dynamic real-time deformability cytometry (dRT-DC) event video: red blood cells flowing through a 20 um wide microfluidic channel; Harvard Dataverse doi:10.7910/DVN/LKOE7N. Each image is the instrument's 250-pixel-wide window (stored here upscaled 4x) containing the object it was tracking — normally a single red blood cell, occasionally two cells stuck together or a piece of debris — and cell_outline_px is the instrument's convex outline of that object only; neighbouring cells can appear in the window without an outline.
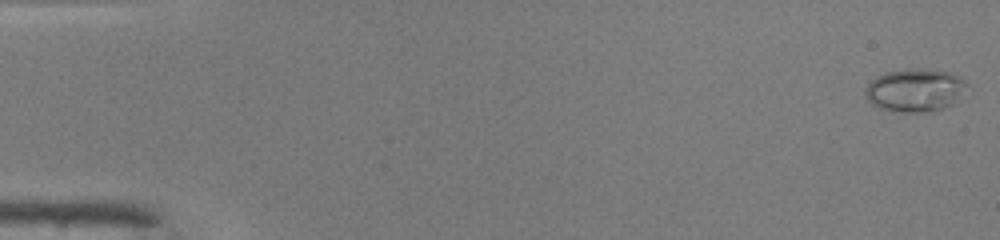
{"species": "common noctule bat (a hibernating species)", "species_latin": "Nyctalus noctula", "temperature_condition": "warm", "stored_images_in_passage": 49, "camera_frame_rate_fps": 3000, "um_per_image_px": 0.085, "animal": {"sex": "male", "body_mass_g": 19.0, "forearm_length_mm": 50.8}, "frame": {"image": 1, "passage_image": 1, "time_ms": 0.0, "image_size_px": [1000, 240], "cell_outline_px": [[968, 84], [952, 104], [928, 112], [892, 112], [880, 108], [872, 104], [864, 96], [864, 88], [876, 76], [884, 72], [908, 68], [924, 68], [948, 72], [960, 76]], "centroid_in_image_um": [77.71, 7.65], "position_along_channel_um": 7.3, "area_um2": 25.61}}
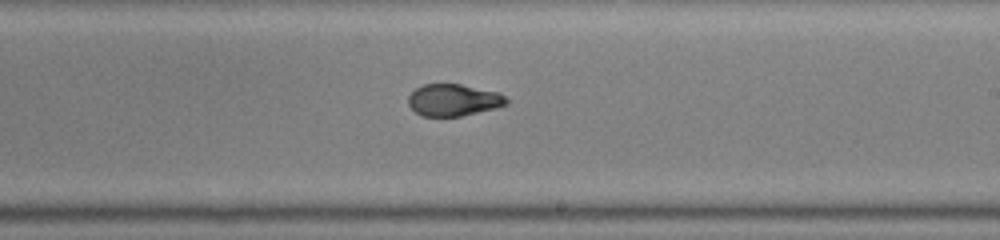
{"frame": {"image": 2, "passage_image": 30, "time_ms": 9.667, "image_size_px": [1000, 240], "cell_outline_px": [[508, 104], [496, 108], [460, 116], [424, 116], [416, 112], [408, 104], [408, 96], [416, 88], [424, 84], [460, 84], [500, 92], [508, 100]], "centroid_in_image_um": [38.56, 8.49], "position_along_channel_um": 250.4, "area_um2": 18.21}}
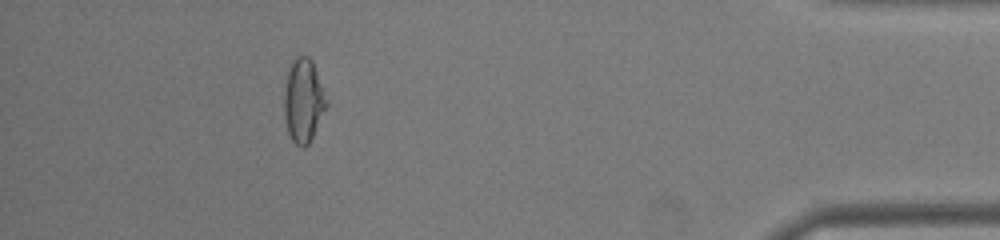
{"frame": {"image": 3, "passage_image": 45, "time_ms": 14.667, "image_size_px": [1000, 240], "cell_outline_px": [[328, 104], [308, 144], [304, 148], [296, 144], [292, 140], [288, 132], [284, 112], [284, 96], [288, 72], [292, 60], [296, 56], [308, 56], [312, 60]], "centroid_in_image_um": [25.78, 8.54], "position_along_channel_um": 409.4, "area_um2": 20.11}, "authors_computed_cell_mechanics": {"area_um2": 19.9988, "velocity_mm_per_s": 4.1639, "shape_relaxation_time_tau1_ms": null, "shape_relaxation_time_tau2_ms": 0.7046, "deformation_change_tau1": null, "deformation_change_tau2": 0.0486}}